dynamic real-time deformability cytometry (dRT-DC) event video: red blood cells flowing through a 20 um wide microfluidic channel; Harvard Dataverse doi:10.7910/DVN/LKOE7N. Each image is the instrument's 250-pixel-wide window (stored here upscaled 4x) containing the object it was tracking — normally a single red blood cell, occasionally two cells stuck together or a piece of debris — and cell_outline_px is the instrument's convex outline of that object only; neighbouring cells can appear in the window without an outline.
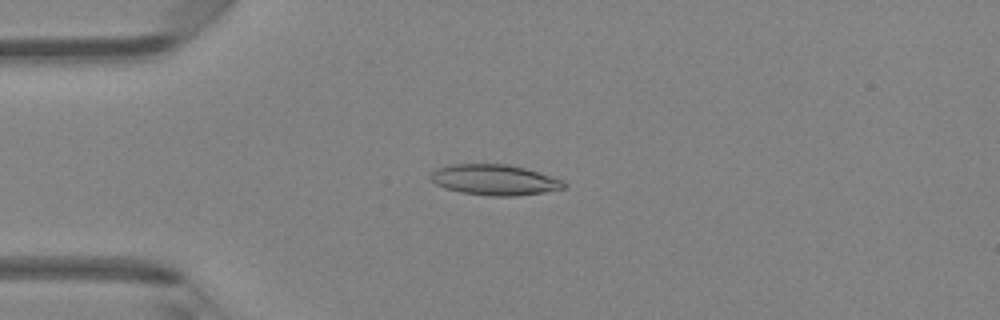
{"species": "Egyptian fruit bat (a non-hibernating species)", "species_latin": "Rousettus aegyptiacus", "temperature_condition": "room temperature", "stored_images_in_passage": 47, "camera_frame_rate_fps": 3000, "um_per_image_px": 0.085, "animal": {"sex": "female"}, "frame": {"image": 1, "passage_image": 12, "time_ms": 3.667, "image_size_px": [1000, 320], "cell_outline_px": [[568, 184], [564, 188], [544, 192], [516, 196], [488, 196], [460, 192], [444, 188], [436, 184], [432, 180], [432, 172], [436, 168], [448, 164], [508, 164], [524, 168], [552, 176]], "centroid_in_image_um": [42.02, 15.29], "position_along_channel_um": 43.0, "area_um2": 23.76}}
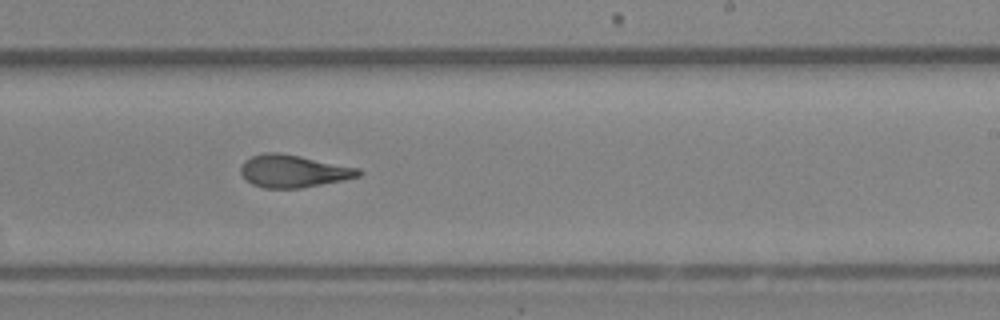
{"frame": {"image": 2, "passage_image": 29, "time_ms": 9.333, "image_size_px": [1000, 320], "cell_outline_px": [[364, 172], [360, 176], [344, 180], [300, 188], [264, 188], [252, 184], [240, 172], [240, 168], [244, 160], [252, 156], [264, 152], [280, 152], [360, 168]], "centroid_in_image_um": [24.95, 14.54], "position_along_channel_um": 264.0, "area_um2": 22.37}}
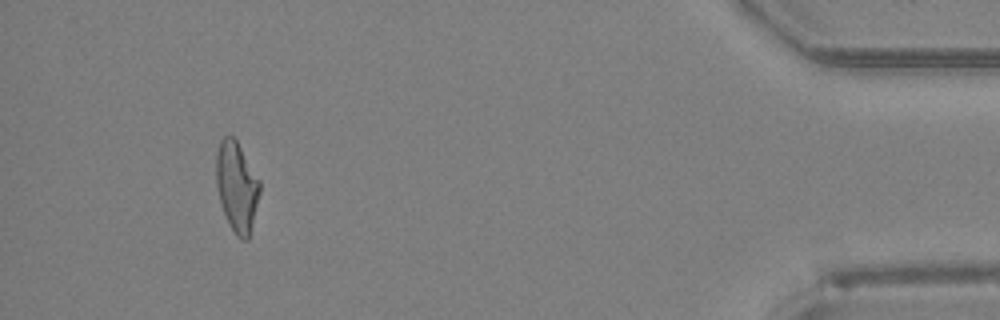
{"frame": {"image": 3, "passage_image": 44, "time_ms": 14.333, "image_size_px": [1000, 320], "cell_outline_px": [[260, 192], [248, 240], [240, 240], [236, 236], [228, 224], [220, 200], [216, 184], [216, 152], [220, 140], [224, 136], [232, 136], [236, 140], [260, 180]], "centroid_in_image_um": [20.12, 15.87], "position_along_channel_um": 415.1, "area_um2": 22.77}, "authors_computed_cell_mechanics": {"area_um2": 23.0622, "velocity_mm_per_s": 4.3205, "shape_relaxation_time_tau1_ms": 6.2324, "shape_relaxation_time_tau2_ms": 1.5639, "deformation_change_tau1": 0.1913, "deformation_change_tau2": 0.0985}}